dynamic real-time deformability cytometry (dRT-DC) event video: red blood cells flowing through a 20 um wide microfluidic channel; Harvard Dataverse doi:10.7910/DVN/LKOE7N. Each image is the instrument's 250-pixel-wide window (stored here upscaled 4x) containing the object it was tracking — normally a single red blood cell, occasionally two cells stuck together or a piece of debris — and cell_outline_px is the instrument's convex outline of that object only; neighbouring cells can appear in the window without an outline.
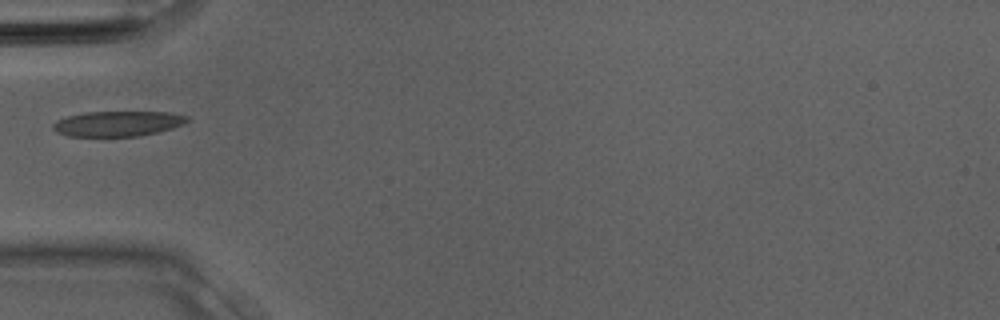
{"species": "Egyptian fruit bat (a non-hibernating species)", "species_latin": "Rousettus aegyptiacus", "temperature_condition": "room temperature", "stored_images_in_passage": 19, "camera_frame_rate_fps": 3000, "um_per_image_px": 0.085, "animal": {"sex": "male"}, "frame": {"image": 1, "passage_image": 1, "time_ms": 0.0, "image_size_px": [1000, 320], "cell_outline_px": [[188, 120], [184, 124], [172, 128], [140, 136], [68, 136], [56, 132], [52, 128], [52, 124], [56, 120], [68, 116], [88, 112], [168, 112], [188, 116]], "centroid_in_image_um": [9.99, 10.51], "position_along_channel_um": 75.0, "area_um2": 19.65}}
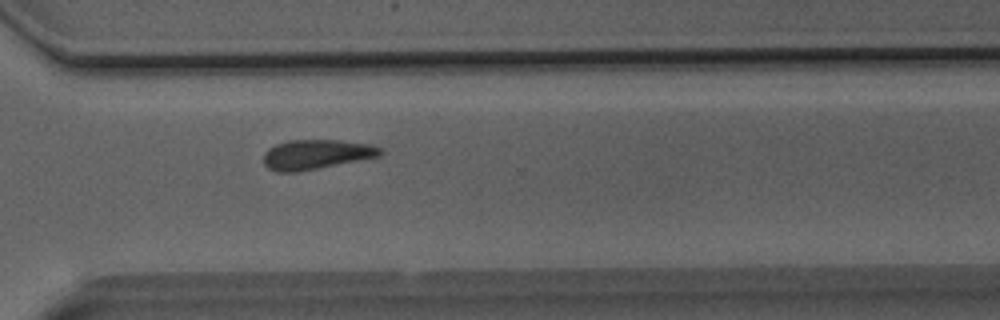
{"frame": {"image": 2, "passage_image": 14, "time_ms": 4.333, "image_size_px": [1000, 320], "cell_outline_px": [[384, 152], [380, 156], [296, 172], [276, 172], [268, 168], [264, 164], [264, 152], [268, 148], [276, 144], [292, 140], [340, 140], [372, 144], [380, 148]], "centroid_in_image_um": [26.88, 13.12], "position_along_channel_um": 343.7, "area_um2": 20.11}}